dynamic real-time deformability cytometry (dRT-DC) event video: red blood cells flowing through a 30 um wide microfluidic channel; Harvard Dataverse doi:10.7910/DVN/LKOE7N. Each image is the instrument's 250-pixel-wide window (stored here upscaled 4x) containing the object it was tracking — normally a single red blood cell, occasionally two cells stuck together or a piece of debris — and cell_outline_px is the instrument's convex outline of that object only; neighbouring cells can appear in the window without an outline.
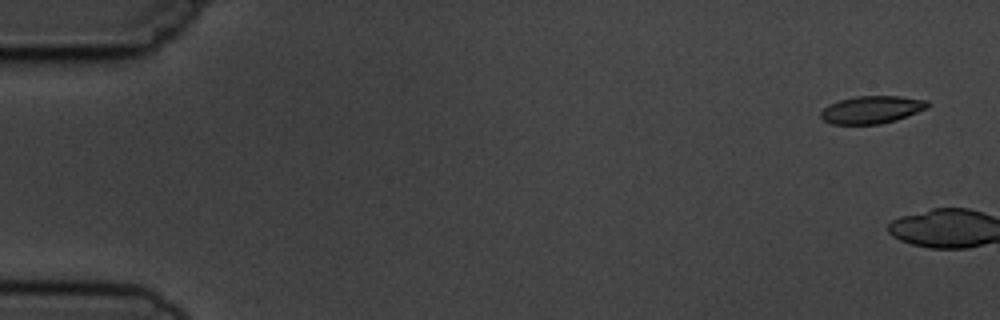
{"species": "common noctule bat (a hibernating species)", "species_latin": "Nyctalus noctula", "temperature_condition": "cold", "stored_images_in_passage": 2, "camera_frame_rate_fps": 3000, "um_per_image_px": 0.085, "animal": {"sex": "male", "body_mass_g": 19.5, "forearm_length_mm": 54.6}, "frame": {"image": 1, "passage_image": 1, "time_ms": 0.0, "image_size_px": [1000, 320], "cell_outline_px": [[928, 108], [896, 120], [880, 124], [832, 124], [824, 120], [820, 116], [820, 112], [828, 104], [840, 100], [856, 96], [900, 96], [928, 100]], "centroid_in_image_um": [74.09, 9.32], "position_along_channel_um": 10.9, "area_um2": 17.17}}